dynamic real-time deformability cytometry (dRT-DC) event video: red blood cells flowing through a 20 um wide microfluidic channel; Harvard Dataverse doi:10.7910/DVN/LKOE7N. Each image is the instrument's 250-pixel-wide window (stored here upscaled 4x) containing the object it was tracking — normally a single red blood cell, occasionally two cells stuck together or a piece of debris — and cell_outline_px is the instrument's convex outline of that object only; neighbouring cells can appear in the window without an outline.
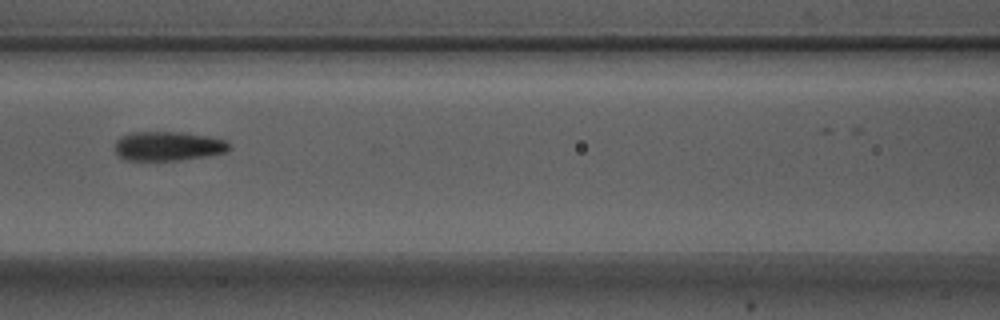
{"species": "Egyptian fruit bat (a non-hibernating species)", "species_latin": "Rousettus aegyptiacus", "temperature_condition": "warm", "stored_images_in_passage": 9, "camera_frame_rate_fps": 3000, "um_per_image_px": 0.085, "animal": {"sex": "male"}, "frame": {"image": 1, "passage_image": 7, "time_ms": 2.0, "image_size_px": [1000, 320], "cell_outline_px": [[232, 148], [224, 152], [204, 156], [176, 160], [124, 160], [116, 156], [112, 144], [120, 136], [132, 132], [184, 132], [208, 136], [224, 140]], "centroid_in_image_um": [14.18, 12.41], "position_along_channel_um": 152.4, "area_um2": 19.65}}
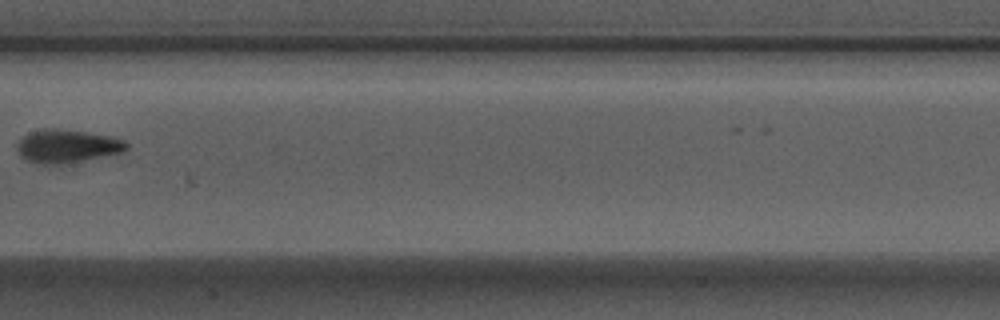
{"frame": {"image": 2, "passage_image": 8, "time_ms": 2.333, "image_size_px": [1000, 320], "cell_outline_px": [[128, 148], [124, 152], [60, 164], [44, 164], [28, 160], [20, 156], [16, 148], [16, 144], [24, 136], [40, 128], [56, 128], [84, 132], [108, 136], [124, 140], [128, 144]], "centroid_in_image_um": [5.68, 12.41], "position_along_channel_um": 201.7, "area_um2": 20.87}}
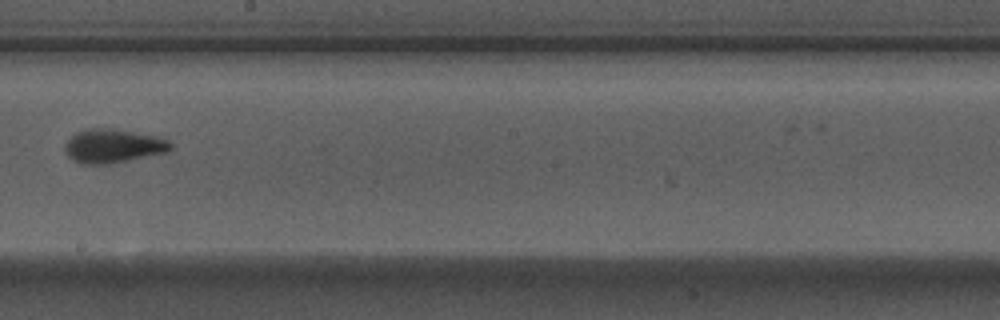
{"frame": {"image": 3, "passage_image": 9, "time_ms": 2.667, "image_size_px": [1000, 320], "cell_outline_px": [[172, 148], [168, 152], [108, 164], [80, 164], [72, 160], [64, 152], [64, 144], [76, 132], [84, 128], [112, 128], [156, 136], [168, 140], [172, 144]], "centroid_in_image_um": [9.57, 12.4], "position_along_channel_um": 238.6, "area_um2": 20.98}}